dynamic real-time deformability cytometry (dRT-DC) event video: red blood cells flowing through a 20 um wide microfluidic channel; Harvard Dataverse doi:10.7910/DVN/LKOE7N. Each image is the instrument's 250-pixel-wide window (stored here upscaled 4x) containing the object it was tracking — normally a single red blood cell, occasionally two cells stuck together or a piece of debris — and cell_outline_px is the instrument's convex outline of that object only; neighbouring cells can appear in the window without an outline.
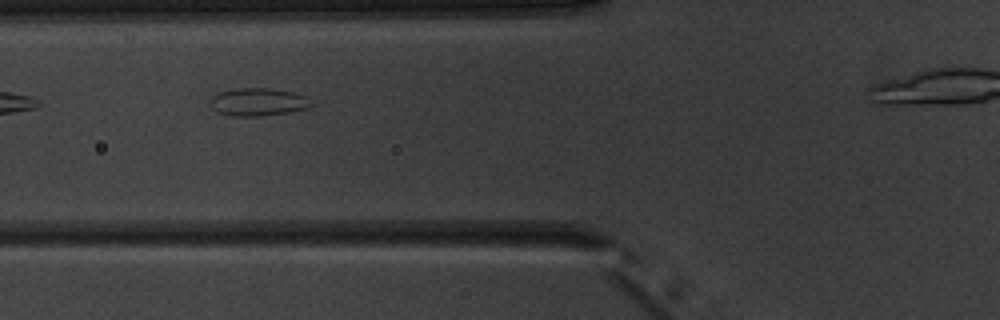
{"species": "common noctule bat (a hibernating species)", "species_latin": "Nyctalus noctula", "temperature_condition": "warm", "stored_images_in_passage": 7, "camera_frame_rate_fps": 3000, "um_per_image_px": 0.085, "animal": {"sex": "male", "body_mass_g": 20.1, "forearm_length_mm": 53.5}, "frame": {"image": 1, "passage_image": 4, "time_ms": 3.667, "image_size_px": [1000, 320], "cell_outline_px": [[312, 104], [308, 108], [288, 112], [260, 116], [232, 116], [216, 112], [208, 104], [208, 100], [212, 96], [220, 92], [236, 88], [268, 88], [292, 92], [308, 96]], "centroid_in_image_um": [21.89, 8.67], "position_along_channel_um": 103.9, "area_um2": 16.53}}
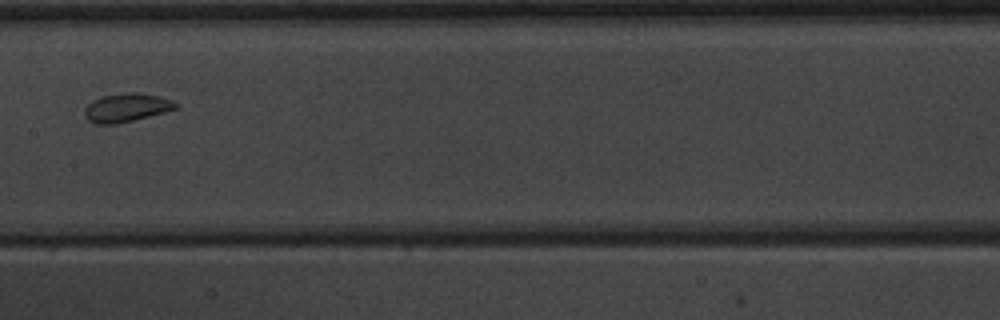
{"frame": {"image": 2, "passage_image": 6, "time_ms": 6.0, "image_size_px": [1000, 320], "cell_outline_px": [[180, 108], [116, 124], [96, 124], [88, 120], [84, 116], [84, 108], [92, 100], [100, 96], [128, 92], [136, 92], [160, 96], [172, 100], [180, 104]], "centroid_in_image_um": [10.76, 9.14], "position_along_channel_um": 196.6, "area_um2": 15.32}}
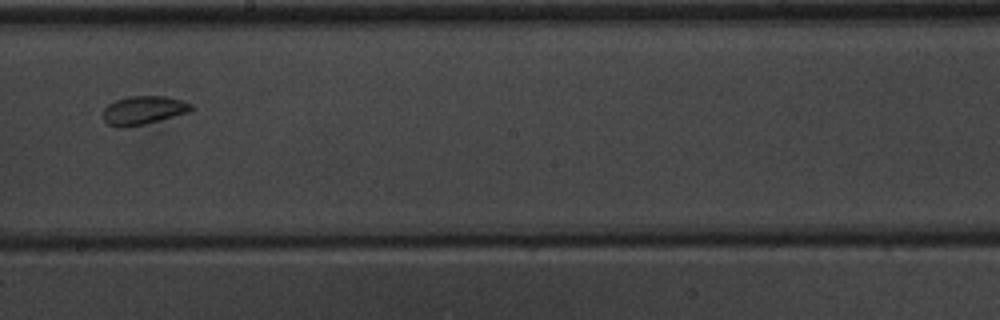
{"frame": {"image": 3, "passage_image": 7, "time_ms": 7.0, "image_size_px": [1000, 320], "cell_outline_px": [[196, 108], [192, 112], [128, 128], [116, 128], [108, 124], [104, 120], [104, 108], [108, 104], [116, 100], [128, 96], [164, 96], [180, 100], [192, 104]], "centroid_in_image_um": [12.22, 9.39], "position_along_channel_um": 236.0, "area_um2": 14.91}}